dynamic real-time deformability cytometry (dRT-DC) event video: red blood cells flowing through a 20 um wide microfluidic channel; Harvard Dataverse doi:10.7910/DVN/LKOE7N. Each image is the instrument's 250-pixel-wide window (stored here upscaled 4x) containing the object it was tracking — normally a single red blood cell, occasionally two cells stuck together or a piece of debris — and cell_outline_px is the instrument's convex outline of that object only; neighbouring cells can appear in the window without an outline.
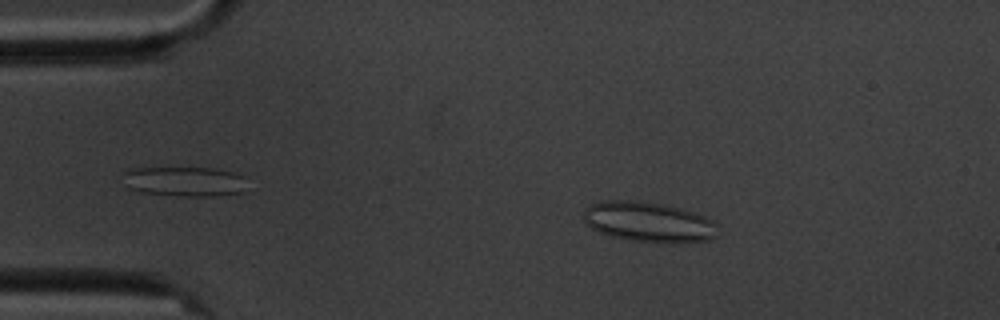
{"species": "common noctule bat (a hibernating species)", "species_latin": "Nyctalus noctula", "temperature_condition": "cold", "stored_images_in_passage": 4, "camera_frame_rate_fps": 3000, "um_per_image_px": 0.085, "animal": {"sex": "male", "body_mass_g": 20.1, "forearm_length_mm": 53.5}, "frame": {"image": 1, "passage_image": 1, "time_ms": 0.0, "image_size_px": [1000, 320], "cell_outline_px": [[716, 236], [712, 240], [680, 244], [664, 244], [632, 240], [612, 236], [600, 232], [584, 224], [584, 208], [600, 200], [628, 200], [660, 204], [680, 208], [704, 216], [712, 220], [716, 224]], "centroid_in_image_um": [55.14, 18.89], "position_along_channel_um": 29.9, "area_um2": 31.73}}
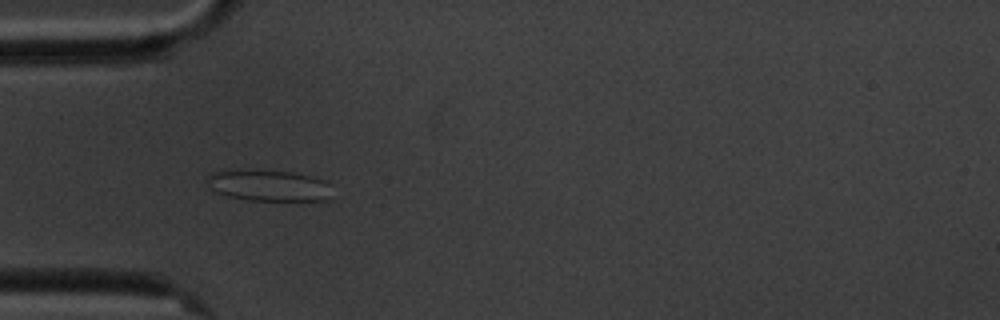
{"frame": {"image": 2, "passage_image": 3, "time_ms": 2.333, "image_size_px": [1000, 320], "cell_outline_px": [[332, 196], [328, 200], [248, 200], [224, 196], [216, 192], [204, 180], [212, 172], [224, 168], [292, 172], [312, 176], [324, 180], [332, 184]], "centroid_in_image_um": [22.82, 15.75], "position_along_channel_um": 62.2, "area_um2": 23.47}}
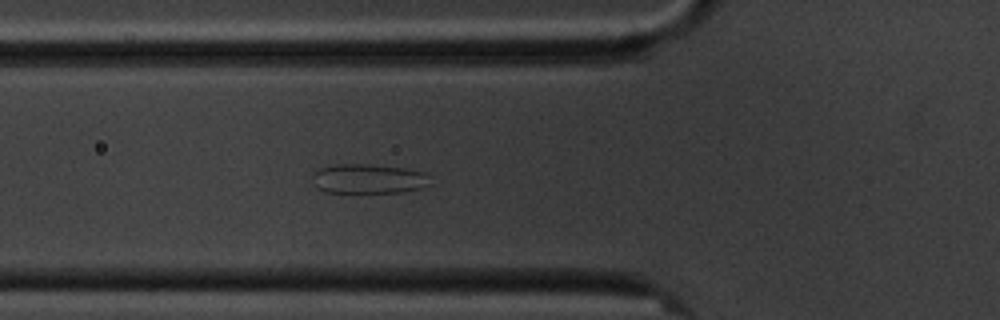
{"frame": {"image": 3, "passage_image": 4, "time_ms": 3.333, "image_size_px": [1000, 320], "cell_outline_px": [[432, 184], [420, 188], [400, 192], [324, 192], [316, 188], [312, 184], [312, 176], [320, 168], [336, 164], [368, 164], [404, 168], [424, 172], [428, 176]], "centroid_in_image_um": [31.3, 15.2], "position_along_channel_um": 94.5, "area_um2": 20.35}}